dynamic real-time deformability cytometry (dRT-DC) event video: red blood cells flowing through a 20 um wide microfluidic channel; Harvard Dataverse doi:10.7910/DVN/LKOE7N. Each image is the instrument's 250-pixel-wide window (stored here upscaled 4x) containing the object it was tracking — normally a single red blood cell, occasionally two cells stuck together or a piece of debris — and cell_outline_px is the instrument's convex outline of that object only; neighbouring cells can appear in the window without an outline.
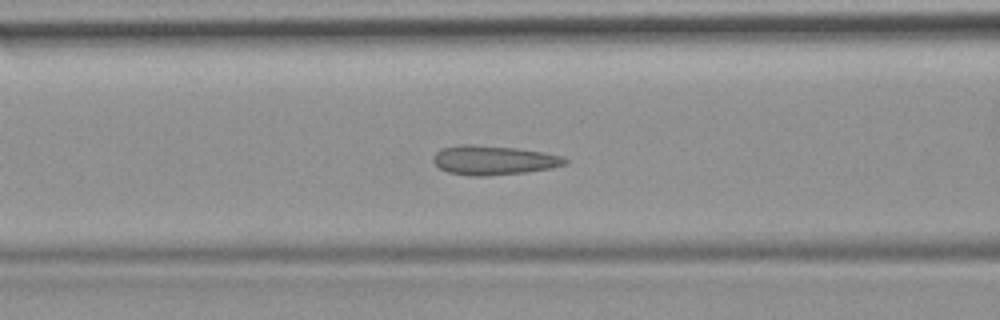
{"species": "common noctule bat (a hibernating species)", "species_latin": "Nyctalus noctula", "temperature_condition": "room temperature", "stored_images_in_passage": 42, "camera_frame_rate_fps": 3000, "um_per_image_px": 0.085, "animal": {"sex": "female", "body_mass_g": 19.9}, "frame": {"image": 1, "passage_image": 13, "time_ms": 4.0, "image_size_px": [1000, 320], "cell_outline_px": [[568, 164], [552, 168], [524, 172], [484, 176], [468, 176], [448, 172], [440, 168], [432, 160], [432, 156], [440, 148], [460, 144], [472, 144], [516, 148], [544, 152], [564, 156], [568, 160]], "centroid_in_image_um": [41.95, 13.61], "position_along_channel_um": 124.6, "area_um2": 22.72}, "authors_computed_cell_mechanics": {"area_um2": 21.1837, "velocity_mm_per_s": 3.7632, "shape_relaxation_time_tau1_ms": null, "shape_relaxation_time_tau2_ms": 1.0846, "deformation_change_tau1": null, "deformation_change_tau2": 0.0957}}